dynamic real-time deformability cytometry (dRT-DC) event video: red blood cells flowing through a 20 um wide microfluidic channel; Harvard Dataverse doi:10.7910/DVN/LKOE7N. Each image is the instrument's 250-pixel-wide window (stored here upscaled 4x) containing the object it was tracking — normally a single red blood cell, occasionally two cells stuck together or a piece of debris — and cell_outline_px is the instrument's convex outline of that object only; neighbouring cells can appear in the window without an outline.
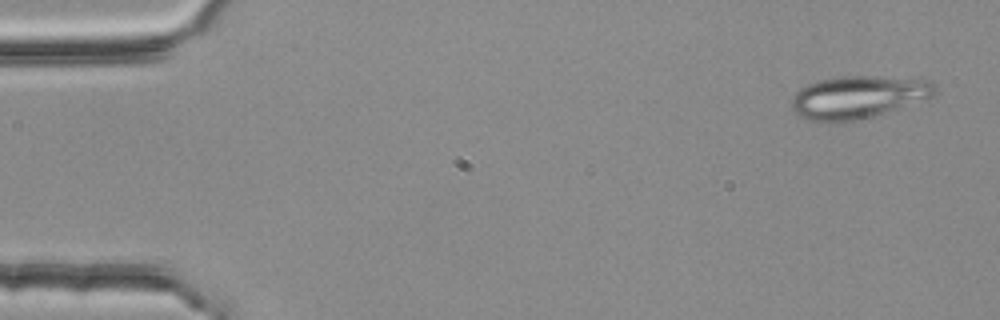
{"species": "common noctule bat (a hibernating species)", "species_latin": "Nyctalus noctula", "temperature_condition": "room temperature", "stored_images_in_passage": 3, "camera_frame_rate_fps": 3000, "um_per_image_px": 0.085, "animal": {"sex": "female", "body_mass_g": 25.1}, "frame": {"image": 1, "passage_image": 1, "time_ms": 0.0, "image_size_px": [1000, 320], "cell_outline_px": [[940, 92], [932, 96], [872, 116], [852, 120], [808, 120], [800, 116], [792, 108], [792, 96], [800, 88], [816, 80], [836, 76], [868, 76], [928, 80]], "centroid_in_image_um": [72.9, 8.22], "position_along_channel_um": 12.1, "area_um2": 34.74}}